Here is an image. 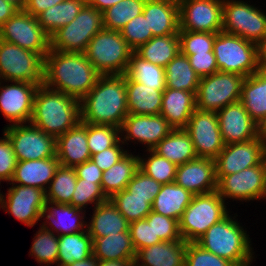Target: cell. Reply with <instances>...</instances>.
<instances>
[{
    "label": "cell",
    "mask_w": 266,
    "mask_h": 266,
    "mask_svg": "<svg viewBox=\"0 0 266 266\" xmlns=\"http://www.w3.org/2000/svg\"><path fill=\"white\" fill-rule=\"evenodd\" d=\"M100 76L84 53L50 49L44 57L43 84L79 101L95 86Z\"/></svg>",
    "instance_id": "6da1fadb"
},
{
    "label": "cell",
    "mask_w": 266,
    "mask_h": 266,
    "mask_svg": "<svg viewBox=\"0 0 266 266\" xmlns=\"http://www.w3.org/2000/svg\"><path fill=\"white\" fill-rule=\"evenodd\" d=\"M81 121L121 128L128 113L126 75H101L80 100Z\"/></svg>",
    "instance_id": "7a4b0ae2"
},
{
    "label": "cell",
    "mask_w": 266,
    "mask_h": 266,
    "mask_svg": "<svg viewBox=\"0 0 266 266\" xmlns=\"http://www.w3.org/2000/svg\"><path fill=\"white\" fill-rule=\"evenodd\" d=\"M81 121L80 101L44 84L36 90L30 123L55 138Z\"/></svg>",
    "instance_id": "3957f363"
},
{
    "label": "cell",
    "mask_w": 266,
    "mask_h": 266,
    "mask_svg": "<svg viewBox=\"0 0 266 266\" xmlns=\"http://www.w3.org/2000/svg\"><path fill=\"white\" fill-rule=\"evenodd\" d=\"M236 216L227 215L213 224L197 241L204 250L243 266L255 258L251 239Z\"/></svg>",
    "instance_id": "277c9868"
},
{
    "label": "cell",
    "mask_w": 266,
    "mask_h": 266,
    "mask_svg": "<svg viewBox=\"0 0 266 266\" xmlns=\"http://www.w3.org/2000/svg\"><path fill=\"white\" fill-rule=\"evenodd\" d=\"M133 52L120 31L103 28L83 53L101 75H124Z\"/></svg>",
    "instance_id": "5b68a950"
},
{
    "label": "cell",
    "mask_w": 266,
    "mask_h": 266,
    "mask_svg": "<svg viewBox=\"0 0 266 266\" xmlns=\"http://www.w3.org/2000/svg\"><path fill=\"white\" fill-rule=\"evenodd\" d=\"M226 205L217 191L193 195L178 221L182 239L196 242L213 224L229 214Z\"/></svg>",
    "instance_id": "8992f818"
},
{
    "label": "cell",
    "mask_w": 266,
    "mask_h": 266,
    "mask_svg": "<svg viewBox=\"0 0 266 266\" xmlns=\"http://www.w3.org/2000/svg\"><path fill=\"white\" fill-rule=\"evenodd\" d=\"M213 53L218 70L248 77L260 70L257 44L226 32L216 33Z\"/></svg>",
    "instance_id": "52a82bcc"
},
{
    "label": "cell",
    "mask_w": 266,
    "mask_h": 266,
    "mask_svg": "<svg viewBox=\"0 0 266 266\" xmlns=\"http://www.w3.org/2000/svg\"><path fill=\"white\" fill-rule=\"evenodd\" d=\"M44 57L0 39V81L43 84ZM4 80V81H3Z\"/></svg>",
    "instance_id": "ba28073f"
},
{
    "label": "cell",
    "mask_w": 266,
    "mask_h": 266,
    "mask_svg": "<svg viewBox=\"0 0 266 266\" xmlns=\"http://www.w3.org/2000/svg\"><path fill=\"white\" fill-rule=\"evenodd\" d=\"M103 28V12L85 4L70 24L50 36V49L83 53L90 40Z\"/></svg>",
    "instance_id": "9c48e42d"
},
{
    "label": "cell",
    "mask_w": 266,
    "mask_h": 266,
    "mask_svg": "<svg viewBox=\"0 0 266 266\" xmlns=\"http://www.w3.org/2000/svg\"><path fill=\"white\" fill-rule=\"evenodd\" d=\"M245 77L217 71L200 78L196 92V109L218 112L223 107L239 102Z\"/></svg>",
    "instance_id": "30bf717a"
},
{
    "label": "cell",
    "mask_w": 266,
    "mask_h": 266,
    "mask_svg": "<svg viewBox=\"0 0 266 266\" xmlns=\"http://www.w3.org/2000/svg\"><path fill=\"white\" fill-rule=\"evenodd\" d=\"M241 0H223L222 31L258 44L266 37V13Z\"/></svg>",
    "instance_id": "8fae6325"
},
{
    "label": "cell",
    "mask_w": 266,
    "mask_h": 266,
    "mask_svg": "<svg viewBox=\"0 0 266 266\" xmlns=\"http://www.w3.org/2000/svg\"><path fill=\"white\" fill-rule=\"evenodd\" d=\"M0 39L43 57L50 51V36L42 29L37 17L24 9L18 10L0 27Z\"/></svg>",
    "instance_id": "7c38bea8"
},
{
    "label": "cell",
    "mask_w": 266,
    "mask_h": 266,
    "mask_svg": "<svg viewBox=\"0 0 266 266\" xmlns=\"http://www.w3.org/2000/svg\"><path fill=\"white\" fill-rule=\"evenodd\" d=\"M5 134L17 161L38 160L56 156V138L31 123L7 125Z\"/></svg>",
    "instance_id": "4fadbf2b"
},
{
    "label": "cell",
    "mask_w": 266,
    "mask_h": 266,
    "mask_svg": "<svg viewBox=\"0 0 266 266\" xmlns=\"http://www.w3.org/2000/svg\"><path fill=\"white\" fill-rule=\"evenodd\" d=\"M217 192L224 199L242 201L266 199V171L263 161L231 175L216 176Z\"/></svg>",
    "instance_id": "5bb4252c"
},
{
    "label": "cell",
    "mask_w": 266,
    "mask_h": 266,
    "mask_svg": "<svg viewBox=\"0 0 266 266\" xmlns=\"http://www.w3.org/2000/svg\"><path fill=\"white\" fill-rule=\"evenodd\" d=\"M11 186L5 195L0 192V208L27 227H33L40 221L45 208L47 201L45 190L18 184Z\"/></svg>",
    "instance_id": "9a60e30c"
},
{
    "label": "cell",
    "mask_w": 266,
    "mask_h": 266,
    "mask_svg": "<svg viewBox=\"0 0 266 266\" xmlns=\"http://www.w3.org/2000/svg\"><path fill=\"white\" fill-rule=\"evenodd\" d=\"M179 30L218 33L223 25V0H178Z\"/></svg>",
    "instance_id": "2e32d148"
},
{
    "label": "cell",
    "mask_w": 266,
    "mask_h": 266,
    "mask_svg": "<svg viewBox=\"0 0 266 266\" xmlns=\"http://www.w3.org/2000/svg\"><path fill=\"white\" fill-rule=\"evenodd\" d=\"M184 130L193 142L197 157L215 160L225 147L217 112L195 109Z\"/></svg>",
    "instance_id": "e0dca14e"
},
{
    "label": "cell",
    "mask_w": 266,
    "mask_h": 266,
    "mask_svg": "<svg viewBox=\"0 0 266 266\" xmlns=\"http://www.w3.org/2000/svg\"><path fill=\"white\" fill-rule=\"evenodd\" d=\"M0 82V112L11 125L30 123L33 114L34 97L39 85L12 81Z\"/></svg>",
    "instance_id": "ac0fdd59"
},
{
    "label": "cell",
    "mask_w": 266,
    "mask_h": 266,
    "mask_svg": "<svg viewBox=\"0 0 266 266\" xmlns=\"http://www.w3.org/2000/svg\"><path fill=\"white\" fill-rule=\"evenodd\" d=\"M173 128L161 114H128L120 128V139L125 144L130 140L145 144L146 150H152ZM123 134V135H122ZM125 134V135H124Z\"/></svg>",
    "instance_id": "d6986e66"
},
{
    "label": "cell",
    "mask_w": 266,
    "mask_h": 266,
    "mask_svg": "<svg viewBox=\"0 0 266 266\" xmlns=\"http://www.w3.org/2000/svg\"><path fill=\"white\" fill-rule=\"evenodd\" d=\"M265 143L260 136L246 142L225 145L215 159L216 176L231 175L263 161Z\"/></svg>",
    "instance_id": "ffe728a7"
},
{
    "label": "cell",
    "mask_w": 266,
    "mask_h": 266,
    "mask_svg": "<svg viewBox=\"0 0 266 266\" xmlns=\"http://www.w3.org/2000/svg\"><path fill=\"white\" fill-rule=\"evenodd\" d=\"M217 118L225 145L246 142L259 136V125L240 101L220 109Z\"/></svg>",
    "instance_id": "44dd1931"
},
{
    "label": "cell",
    "mask_w": 266,
    "mask_h": 266,
    "mask_svg": "<svg viewBox=\"0 0 266 266\" xmlns=\"http://www.w3.org/2000/svg\"><path fill=\"white\" fill-rule=\"evenodd\" d=\"M175 183L193 195L217 191L215 160L197 157L178 165Z\"/></svg>",
    "instance_id": "7402d4cb"
},
{
    "label": "cell",
    "mask_w": 266,
    "mask_h": 266,
    "mask_svg": "<svg viewBox=\"0 0 266 266\" xmlns=\"http://www.w3.org/2000/svg\"><path fill=\"white\" fill-rule=\"evenodd\" d=\"M85 212L86 210L69 204L46 201L41 214V218L45 217L46 219H42L45 222L43 221L41 224H43L44 229L52 231L54 234L56 232L57 236L87 231V222L84 221L86 218L84 216ZM47 225H51L50 228Z\"/></svg>",
    "instance_id": "603a6c76"
},
{
    "label": "cell",
    "mask_w": 266,
    "mask_h": 266,
    "mask_svg": "<svg viewBox=\"0 0 266 266\" xmlns=\"http://www.w3.org/2000/svg\"><path fill=\"white\" fill-rule=\"evenodd\" d=\"M87 123L80 121L75 127L56 138V156L59 164L74 167L91 159L87 145Z\"/></svg>",
    "instance_id": "cb8c5ba5"
},
{
    "label": "cell",
    "mask_w": 266,
    "mask_h": 266,
    "mask_svg": "<svg viewBox=\"0 0 266 266\" xmlns=\"http://www.w3.org/2000/svg\"><path fill=\"white\" fill-rule=\"evenodd\" d=\"M142 13L153 37L179 34L178 0H146Z\"/></svg>",
    "instance_id": "d4e9b609"
},
{
    "label": "cell",
    "mask_w": 266,
    "mask_h": 266,
    "mask_svg": "<svg viewBox=\"0 0 266 266\" xmlns=\"http://www.w3.org/2000/svg\"><path fill=\"white\" fill-rule=\"evenodd\" d=\"M186 248L185 240L162 241L138 250L133 264L134 266H185Z\"/></svg>",
    "instance_id": "484cf974"
},
{
    "label": "cell",
    "mask_w": 266,
    "mask_h": 266,
    "mask_svg": "<svg viewBox=\"0 0 266 266\" xmlns=\"http://www.w3.org/2000/svg\"><path fill=\"white\" fill-rule=\"evenodd\" d=\"M59 166L57 156L38 160L17 161L9 184L16 183L21 186H33L46 191Z\"/></svg>",
    "instance_id": "4316f807"
},
{
    "label": "cell",
    "mask_w": 266,
    "mask_h": 266,
    "mask_svg": "<svg viewBox=\"0 0 266 266\" xmlns=\"http://www.w3.org/2000/svg\"><path fill=\"white\" fill-rule=\"evenodd\" d=\"M195 109L196 97L193 92L167 87L163 91L160 114L173 129H184Z\"/></svg>",
    "instance_id": "83f0119b"
},
{
    "label": "cell",
    "mask_w": 266,
    "mask_h": 266,
    "mask_svg": "<svg viewBox=\"0 0 266 266\" xmlns=\"http://www.w3.org/2000/svg\"><path fill=\"white\" fill-rule=\"evenodd\" d=\"M88 222L87 231L92 238L104 237L116 233L130 232L129 222L108 198L94 206Z\"/></svg>",
    "instance_id": "f1b7e54d"
},
{
    "label": "cell",
    "mask_w": 266,
    "mask_h": 266,
    "mask_svg": "<svg viewBox=\"0 0 266 266\" xmlns=\"http://www.w3.org/2000/svg\"><path fill=\"white\" fill-rule=\"evenodd\" d=\"M163 92L157 87H147L126 76V97L129 114L159 115Z\"/></svg>",
    "instance_id": "f546056e"
},
{
    "label": "cell",
    "mask_w": 266,
    "mask_h": 266,
    "mask_svg": "<svg viewBox=\"0 0 266 266\" xmlns=\"http://www.w3.org/2000/svg\"><path fill=\"white\" fill-rule=\"evenodd\" d=\"M240 102L251 118L260 125L266 118V72L258 70L245 77Z\"/></svg>",
    "instance_id": "4dcf8cb0"
},
{
    "label": "cell",
    "mask_w": 266,
    "mask_h": 266,
    "mask_svg": "<svg viewBox=\"0 0 266 266\" xmlns=\"http://www.w3.org/2000/svg\"><path fill=\"white\" fill-rule=\"evenodd\" d=\"M92 251L99 261L135 260L136 256L130 232L92 238Z\"/></svg>",
    "instance_id": "1f68e13d"
},
{
    "label": "cell",
    "mask_w": 266,
    "mask_h": 266,
    "mask_svg": "<svg viewBox=\"0 0 266 266\" xmlns=\"http://www.w3.org/2000/svg\"><path fill=\"white\" fill-rule=\"evenodd\" d=\"M152 150L177 166L197 158L193 142L184 129H173Z\"/></svg>",
    "instance_id": "d6a6232c"
},
{
    "label": "cell",
    "mask_w": 266,
    "mask_h": 266,
    "mask_svg": "<svg viewBox=\"0 0 266 266\" xmlns=\"http://www.w3.org/2000/svg\"><path fill=\"white\" fill-rule=\"evenodd\" d=\"M192 197V193L175 182L162 185L153 200L152 211L179 221Z\"/></svg>",
    "instance_id": "836d02e7"
},
{
    "label": "cell",
    "mask_w": 266,
    "mask_h": 266,
    "mask_svg": "<svg viewBox=\"0 0 266 266\" xmlns=\"http://www.w3.org/2000/svg\"><path fill=\"white\" fill-rule=\"evenodd\" d=\"M129 153L103 172L101 189L107 198L126 189L127 184L139 169V155Z\"/></svg>",
    "instance_id": "e575fe53"
},
{
    "label": "cell",
    "mask_w": 266,
    "mask_h": 266,
    "mask_svg": "<svg viewBox=\"0 0 266 266\" xmlns=\"http://www.w3.org/2000/svg\"><path fill=\"white\" fill-rule=\"evenodd\" d=\"M134 52L142 59L165 68L180 52L179 35L153 37Z\"/></svg>",
    "instance_id": "d590c367"
},
{
    "label": "cell",
    "mask_w": 266,
    "mask_h": 266,
    "mask_svg": "<svg viewBox=\"0 0 266 266\" xmlns=\"http://www.w3.org/2000/svg\"><path fill=\"white\" fill-rule=\"evenodd\" d=\"M167 88L193 92L196 95L200 77L191 67L188 57L179 52L165 67Z\"/></svg>",
    "instance_id": "8d00e7d4"
},
{
    "label": "cell",
    "mask_w": 266,
    "mask_h": 266,
    "mask_svg": "<svg viewBox=\"0 0 266 266\" xmlns=\"http://www.w3.org/2000/svg\"><path fill=\"white\" fill-rule=\"evenodd\" d=\"M85 4L86 0H65L40 13L37 16L38 23L51 36L58 29L70 24Z\"/></svg>",
    "instance_id": "74e56055"
},
{
    "label": "cell",
    "mask_w": 266,
    "mask_h": 266,
    "mask_svg": "<svg viewBox=\"0 0 266 266\" xmlns=\"http://www.w3.org/2000/svg\"><path fill=\"white\" fill-rule=\"evenodd\" d=\"M57 266H67L74 261H81L93 255L92 237L88 231L58 236Z\"/></svg>",
    "instance_id": "f35d334b"
},
{
    "label": "cell",
    "mask_w": 266,
    "mask_h": 266,
    "mask_svg": "<svg viewBox=\"0 0 266 266\" xmlns=\"http://www.w3.org/2000/svg\"><path fill=\"white\" fill-rule=\"evenodd\" d=\"M125 75L147 87H157V90L166 89L165 68L142 59L135 52L130 56Z\"/></svg>",
    "instance_id": "ab89813d"
},
{
    "label": "cell",
    "mask_w": 266,
    "mask_h": 266,
    "mask_svg": "<svg viewBox=\"0 0 266 266\" xmlns=\"http://www.w3.org/2000/svg\"><path fill=\"white\" fill-rule=\"evenodd\" d=\"M77 183L73 167L59 166L46 189V200L49 202L71 205V198Z\"/></svg>",
    "instance_id": "60d3db41"
},
{
    "label": "cell",
    "mask_w": 266,
    "mask_h": 266,
    "mask_svg": "<svg viewBox=\"0 0 266 266\" xmlns=\"http://www.w3.org/2000/svg\"><path fill=\"white\" fill-rule=\"evenodd\" d=\"M146 0H123L103 11V26L120 31L130 20L143 12Z\"/></svg>",
    "instance_id": "b9f144b4"
},
{
    "label": "cell",
    "mask_w": 266,
    "mask_h": 266,
    "mask_svg": "<svg viewBox=\"0 0 266 266\" xmlns=\"http://www.w3.org/2000/svg\"><path fill=\"white\" fill-rule=\"evenodd\" d=\"M109 199L129 223L145 219L152 211L148 198L133 197L126 189L113 194Z\"/></svg>",
    "instance_id": "7bdbcfd3"
},
{
    "label": "cell",
    "mask_w": 266,
    "mask_h": 266,
    "mask_svg": "<svg viewBox=\"0 0 266 266\" xmlns=\"http://www.w3.org/2000/svg\"><path fill=\"white\" fill-rule=\"evenodd\" d=\"M59 242L58 236L52 231L44 229L41 225L36 232L32 246L30 249V255L36 259L37 263L44 266L57 264Z\"/></svg>",
    "instance_id": "ee69618b"
},
{
    "label": "cell",
    "mask_w": 266,
    "mask_h": 266,
    "mask_svg": "<svg viewBox=\"0 0 266 266\" xmlns=\"http://www.w3.org/2000/svg\"><path fill=\"white\" fill-rule=\"evenodd\" d=\"M146 151L149 152L147 158L139 156V169L161 185L174 183L177 165L159 156L153 150Z\"/></svg>",
    "instance_id": "f6af8a7d"
},
{
    "label": "cell",
    "mask_w": 266,
    "mask_h": 266,
    "mask_svg": "<svg viewBox=\"0 0 266 266\" xmlns=\"http://www.w3.org/2000/svg\"><path fill=\"white\" fill-rule=\"evenodd\" d=\"M120 137V129L115 126L87 123V145L91 156L112 147Z\"/></svg>",
    "instance_id": "bcb514c9"
},
{
    "label": "cell",
    "mask_w": 266,
    "mask_h": 266,
    "mask_svg": "<svg viewBox=\"0 0 266 266\" xmlns=\"http://www.w3.org/2000/svg\"><path fill=\"white\" fill-rule=\"evenodd\" d=\"M180 52L187 57L195 53L213 52L216 33L179 30Z\"/></svg>",
    "instance_id": "7dc6e473"
},
{
    "label": "cell",
    "mask_w": 266,
    "mask_h": 266,
    "mask_svg": "<svg viewBox=\"0 0 266 266\" xmlns=\"http://www.w3.org/2000/svg\"><path fill=\"white\" fill-rule=\"evenodd\" d=\"M108 198L102 192L101 183H93L77 177L75 190L71 198L73 207L84 210L88 204L97 206Z\"/></svg>",
    "instance_id": "c3c4849f"
},
{
    "label": "cell",
    "mask_w": 266,
    "mask_h": 266,
    "mask_svg": "<svg viewBox=\"0 0 266 266\" xmlns=\"http://www.w3.org/2000/svg\"><path fill=\"white\" fill-rule=\"evenodd\" d=\"M120 32L133 51L153 38L152 31L149 29V24L143 13L130 20Z\"/></svg>",
    "instance_id": "681fc988"
},
{
    "label": "cell",
    "mask_w": 266,
    "mask_h": 266,
    "mask_svg": "<svg viewBox=\"0 0 266 266\" xmlns=\"http://www.w3.org/2000/svg\"><path fill=\"white\" fill-rule=\"evenodd\" d=\"M154 231V240L174 241L183 240L176 219L151 211L145 218Z\"/></svg>",
    "instance_id": "f907efd6"
},
{
    "label": "cell",
    "mask_w": 266,
    "mask_h": 266,
    "mask_svg": "<svg viewBox=\"0 0 266 266\" xmlns=\"http://www.w3.org/2000/svg\"><path fill=\"white\" fill-rule=\"evenodd\" d=\"M185 266H236L232 262L204 250L196 242H187Z\"/></svg>",
    "instance_id": "816d5d0a"
},
{
    "label": "cell",
    "mask_w": 266,
    "mask_h": 266,
    "mask_svg": "<svg viewBox=\"0 0 266 266\" xmlns=\"http://www.w3.org/2000/svg\"><path fill=\"white\" fill-rule=\"evenodd\" d=\"M161 186L155 179L138 169L131 181L127 184L126 190L133 197L148 198V202L152 204L154 198L160 192Z\"/></svg>",
    "instance_id": "f5cc1de1"
},
{
    "label": "cell",
    "mask_w": 266,
    "mask_h": 266,
    "mask_svg": "<svg viewBox=\"0 0 266 266\" xmlns=\"http://www.w3.org/2000/svg\"><path fill=\"white\" fill-rule=\"evenodd\" d=\"M129 231L136 252L162 242L161 240H154L152 225H149L146 219L129 223Z\"/></svg>",
    "instance_id": "db71d44e"
},
{
    "label": "cell",
    "mask_w": 266,
    "mask_h": 266,
    "mask_svg": "<svg viewBox=\"0 0 266 266\" xmlns=\"http://www.w3.org/2000/svg\"><path fill=\"white\" fill-rule=\"evenodd\" d=\"M3 136L0 139V183L1 181L10 183L16 168L17 159L8 137L5 134Z\"/></svg>",
    "instance_id": "11a10c76"
},
{
    "label": "cell",
    "mask_w": 266,
    "mask_h": 266,
    "mask_svg": "<svg viewBox=\"0 0 266 266\" xmlns=\"http://www.w3.org/2000/svg\"><path fill=\"white\" fill-rule=\"evenodd\" d=\"M124 143L119 139L112 147L104 149L100 153L93 154L91 160L101 169L102 172L117 163L129 151L123 147Z\"/></svg>",
    "instance_id": "9f6ffc18"
},
{
    "label": "cell",
    "mask_w": 266,
    "mask_h": 266,
    "mask_svg": "<svg viewBox=\"0 0 266 266\" xmlns=\"http://www.w3.org/2000/svg\"><path fill=\"white\" fill-rule=\"evenodd\" d=\"M188 59L191 67L200 78L212 75L213 73L219 71L213 52L195 53L193 55H189Z\"/></svg>",
    "instance_id": "6f0895ef"
},
{
    "label": "cell",
    "mask_w": 266,
    "mask_h": 266,
    "mask_svg": "<svg viewBox=\"0 0 266 266\" xmlns=\"http://www.w3.org/2000/svg\"><path fill=\"white\" fill-rule=\"evenodd\" d=\"M73 168L78 178L93 183H101L102 181L103 172L91 159L82 164H78Z\"/></svg>",
    "instance_id": "680465c9"
},
{
    "label": "cell",
    "mask_w": 266,
    "mask_h": 266,
    "mask_svg": "<svg viewBox=\"0 0 266 266\" xmlns=\"http://www.w3.org/2000/svg\"><path fill=\"white\" fill-rule=\"evenodd\" d=\"M63 1L65 0H25L24 10L34 17H37L46 9L58 3H62Z\"/></svg>",
    "instance_id": "91938a15"
},
{
    "label": "cell",
    "mask_w": 266,
    "mask_h": 266,
    "mask_svg": "<svg viewBox=\"0 0 266 266\" xmlns=\"http://www.w3.org/2000/svg\"><path fill=\"white\" fill-rule=\"evenodd\" d=\"M19 9L6 0H0V27Z\"/></svg>",
    "instance_id": "94428289"
},
{
    "label": "cell",
    "mask_w": 266,
    "mask_h": 266,
    "mask_svg": "<svg viewBox=\"0 0 266 266\" xmlns=\"http://www.w3.org/2000/svg\"><path fill=\"white\" fill-rule=\"evenodd\" d=\"M258 66L266 72V37L257 44Z\"/></svg>",
    "instance_id": "6125c7cd"
},
{
    "label": "cell",
    "mask_w": 266,
    "mask_h": 266,
    "mask_svg": "<svg viewBox=\"0 0 266 266\" xmlns=\"http://www.w3.org/2000/svg\"><path fill=\"white\" fill-rule=\"evenodd\" d=\"M123 0H86V4L96 8L97 10L103 12L107 8L122 2Z\"/></svg>",
    "instance_id": "be15d7a7"
},
{
    "label": "cell",
    "mask_w": 266,
    "mask_h": 266,
    "mask_svg": "<svg viewBox=\"0 0 266 266\" xmlns=\"http://www.w3.org/2000/svg\"><path fill=\"white\" fill-rule=\"evenodd\" d=\"M134 260L99 261L98 266H134Z\"/></svg>",
    "instance_id": "e7e4bbea"
},
{
    "label": "cell",
    "mask_w": 266,
    "mask_h": 266,
    "mask_svg": "<svg viewBox=\"0 0 266 266\" xmlns=\"http://www.w3.org/2000/svg\"><path fill=\"white\" fill-rule=\"evenodd\" d=\"M99 260L93 255L81 261H74L67 266H98Z\"/></svg>",
    "instance_id": "03108f58"
},
{
    "label": "cell",
    "mask_w": 266,
    "mask_h": 266,
    "mask_svg": "<svg viewBox=\"0 0 266 266\" xmlns=\"http://www.w3.org/2000/svg\"><path fill=\"white\" fill-rule=\"evenodd\" d=\"M259 136L262 138L266 145V118L259 125Z\"/></svg>",
    "instance_id": "003e7915"
},
{
    "label": "cell",
    "mask_w": 266,
    "mask_h": 266,
    "mask_svg": "<svg viewBox=\"0 0 266 266\" xmlns=\"http://www.w3.org/2000/svg\"><path fill=\"white\" fill-rule=\"evenodd\" d=\"M6 1L16 6L19 10H23L25 7V0H6Z\"/></svg>",
    "instance_id": "a7ac6f4b"
},
{
    "label": "cell",
    "mask_w": 266,
    "mask_h": 266,
    "mask_svg": "<svg viewBox=\"0 0 266 266\" xmlns=\"http://www.w3.org/2000/svg\"><path fill=\"white\" fill-rule=\"evenodd\" d=\"M263 164H264L265 171H266V145L264 147V152H263Z\"/></svg>",
    "instance_id": "89a4df30"
},
{
    "label": "cell",
    "mask_w": 266,
    "mask_h": 266,
    "mask_svg": "<svg viewBox=\"0 0 266 266\" xmlns=\"http://www.w3.org/2000/svg\"><path fill=\"white\" fill-rule=\"evenodd\" d=\"M252 263H253V261L249 262V263H247L246 265H243V266H250Z\"/></svg>",
    "instance_id": "2644e50d"
}]
</instances>
